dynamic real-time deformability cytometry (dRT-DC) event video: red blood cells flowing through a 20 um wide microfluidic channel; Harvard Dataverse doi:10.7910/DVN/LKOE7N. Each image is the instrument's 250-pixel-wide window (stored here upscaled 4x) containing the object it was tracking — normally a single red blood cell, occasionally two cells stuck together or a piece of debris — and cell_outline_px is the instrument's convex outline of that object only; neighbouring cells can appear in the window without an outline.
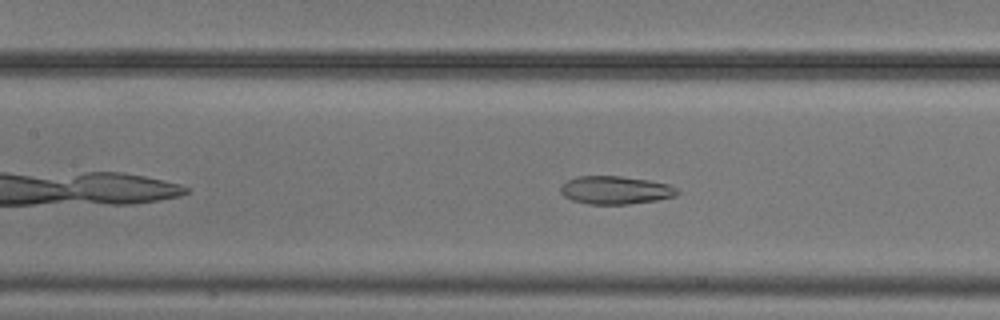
{"species": "common noctule bat (a hibernating species)", "species_latin": "Nyctalus noctula", "temperature_condition": "cold", "stored_images_in_passage": 36, "camera_frame_rate_fps": 3000, "um_per_image_px": 0.085, "animal": {"sex": "male", "body_mass_g": 20.5, "forearm_length_mm": 52.5}, "frame": {"image": 1, "passage_image": 13, "time_ms": 4.0, "image_size_px": [1000, 320], "cell_outline_px": [[680, 192], [676, 196], [656, 200], [628, 204], [588, 204], [572, 200], [564, 196], [560, 192], [560, 184], [576, 176], [620, 176], [648, 180], [668, 184], [676, 188]], "centroid_in_image_um": [52.28, 16.16], "position_along_channel_um": 155.1, "area_um2": 19.13}}
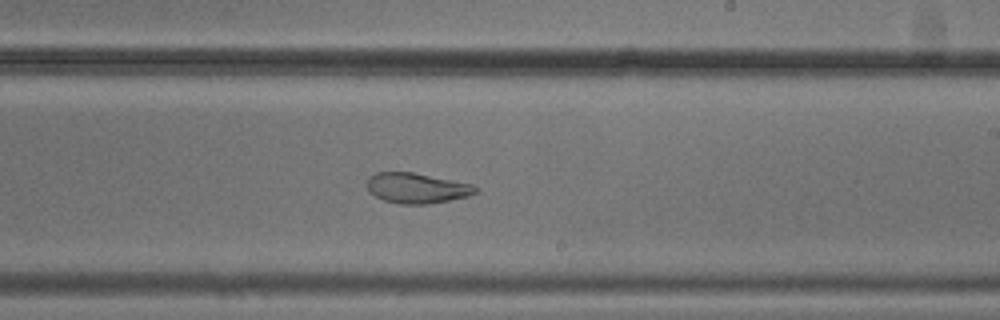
{"frame": {"image": 2, "passage_image": 21, "time_ms": 6.667, "image_size_px": [1000, 320], "cell_outline_px": [[480, 188], [476, 192], [468, 196], [428, 204], [400, 204], [384, 200], [368, 192], [368, 176], [376, 172], [412, 172], [472, 184]], "centroid_in_image_um": [35.41, 15.98], "position_along_channel_um": 253.6, "area_um2": 19.07}}
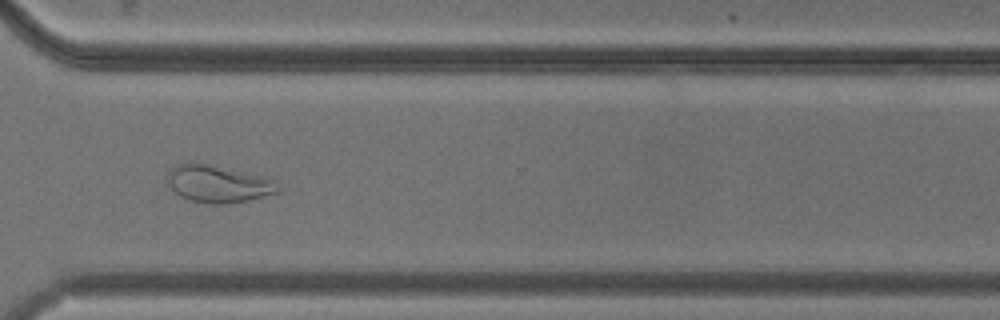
{"frame": {"image": 3, "passage_image": 29, "time_ms": 9.333, "image_size_px": [1000, 320], "cell_outline_px": [[280, 192], [244, 200], [224, 204], [208, 204], [188, 200], [180, 196], [168, 184], [168, 168], [192, 160], [268, 176], [276, 180], [280, 184]], "centroid_in_image_um": [18.56, 15.59], "position_along_channel_um": 352.0, "area_um2": 24.62}, "authors_computed_cell_mechanics": {"area_um2": 19.6809, "velocity_mm_per_s": 3.7077, "shape_relaxation_time_tau1_ms": null, "shape_relaxation_time_tau2_ms": 1.8517, "deformation_change_tau1": null, "deformation_change_tau2": 0.0822}}